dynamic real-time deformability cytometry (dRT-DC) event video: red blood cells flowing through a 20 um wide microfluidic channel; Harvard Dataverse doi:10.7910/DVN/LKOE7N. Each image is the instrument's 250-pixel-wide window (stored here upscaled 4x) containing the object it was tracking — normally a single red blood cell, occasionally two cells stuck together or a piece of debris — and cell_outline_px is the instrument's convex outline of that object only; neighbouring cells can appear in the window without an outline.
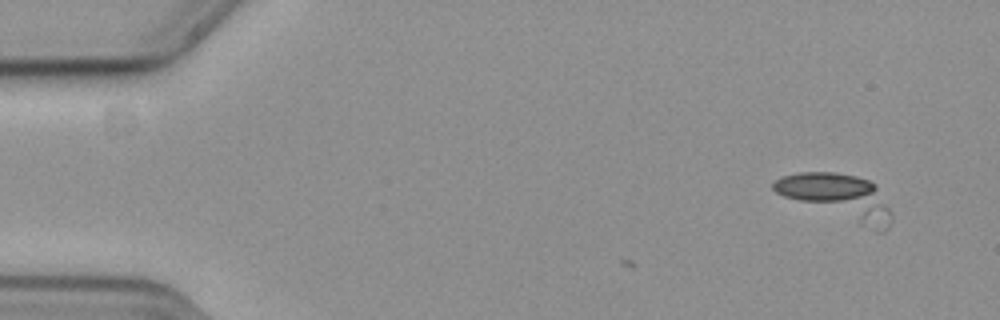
{"species": "common noctule bat (a hibernating species)", "species_latin": "Nyctalus noctula", "temperature_condition": "cold", "stored_images_in_passage": 2, "camera_frame_rate_fps": 3000, "um_per_image_px": 0.085, "animal": {"sex": "female", "body_mass_g": 19.3, "forearm_length_mm": 54.1}, "frame": {"image": 1, "passage_image": 2, "time_ms": 0.333, "image_size_px": [1000, 320], "cell_outline_px": [[892, 220], [888, 228], [884, 232], [876, 232], [784, 196], [776, 192], [772, 188], [772, 184], [780, 176], [800, 172], [836, 172], [856, 176], [868, 180], [876, 184], [892, 212]], "centroid_in_image_um": [71.29, 16.75], "position_along_channel_um": 13.7, "area_um2": 31.21}}